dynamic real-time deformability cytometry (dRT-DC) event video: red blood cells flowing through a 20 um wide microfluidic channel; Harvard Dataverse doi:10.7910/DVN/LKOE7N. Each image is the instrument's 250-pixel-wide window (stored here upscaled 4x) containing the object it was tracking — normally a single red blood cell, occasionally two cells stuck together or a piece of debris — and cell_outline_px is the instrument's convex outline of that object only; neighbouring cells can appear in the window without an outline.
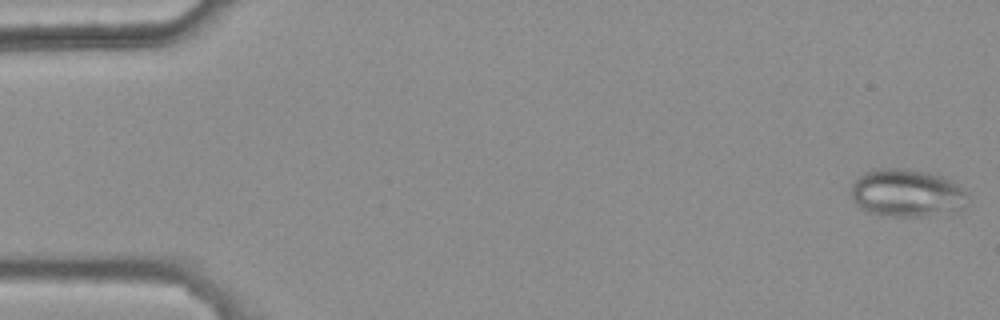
{"species": "common noctule bat (a hibernating species)", "species_latin": "Nyctalus noctula", "temperature_condition": "warm", "stored_images_in_passage": 47, "camera_frame_rate_fps": 3000, "um_per_image_px": 0.085, "animal": {"sex": "female", "body_mass_g": 25.1}, "frame": {"image": 1, "passage_image": 1, "time_ms": 0.0, "image_size_px": [1000, 320], "cell_outline_px": [[964, 192], [960, 208], [956, 212], [948, 216], [892, 216], [868, 212], [860, 208], [852, 200], [848, 192], [852, 184], [864, 172], [876, 168], [904, 168], [928, 172], [952, 180], [964, 188]], "centroid_in_image_um": [77.03, 16.41], "position_along_channel_um": 8.0, "area_um2": 32.77}}
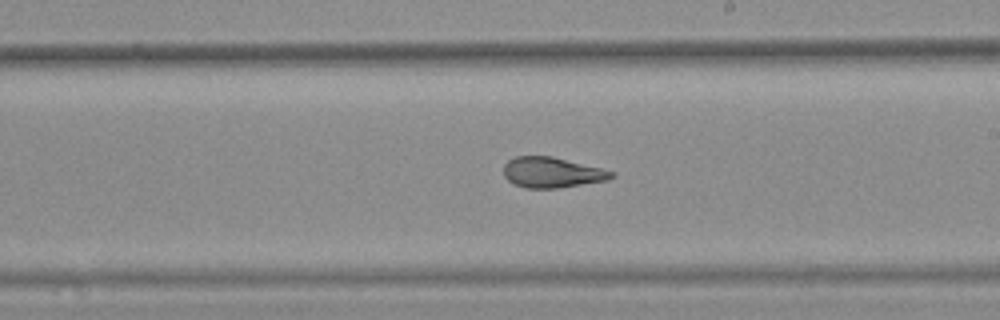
{"frame": {"image": 2, "passage_image": 31, "time_ms": 10.0, "image_size_px": [1000, 320], "cell_outline_px": [[616, 176], [608, 180], [556, 188], [524, 188], [512, 184], [504, 176], [504, 164], [508, 160], [516, 156], [552, 156], [616, 172]], "centroid_in_image_um": [46.9, 14.66], "position_along_channel_um": 242.1, "area_um2": 19.19}}
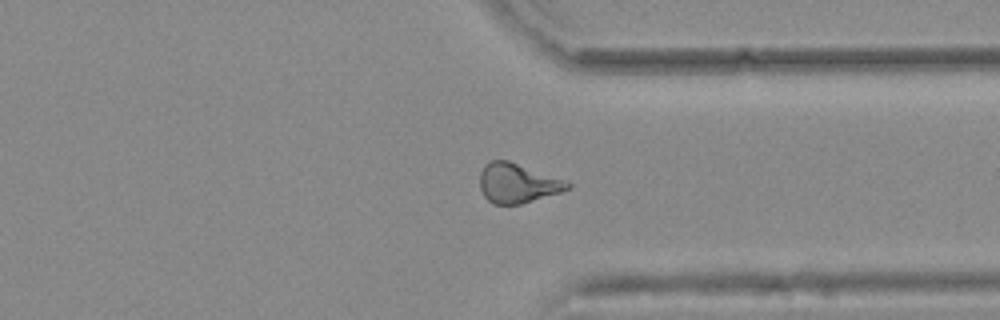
{"frame": {"image": 3, "passage_image": 41, "time_ms": 13.333, "image_size_px": [1000, 320], "cell_outline_px": [[572, 188], [560, 192], [520, 204], [492, 204], [484, 196], [480, 188], [480, 172], [484, 164], [492, 160], [508, 160], [572, 184]], "centroid_in_image_um": [43.93, 15.58], "position_along_channel_um": 367.5, "area_um2": 19.83}, "authors_computed_cell_mechanics": {"area_um2": 20.3456, "velocity_mm_per_s": 3.7662, "shape_relaxation_time_tau1_ms": null, "shape_relaxation_time_tau2_ms": 1.9158, "deformation_change_tau1": null, "deformation_change_tau2": 0.0898}}